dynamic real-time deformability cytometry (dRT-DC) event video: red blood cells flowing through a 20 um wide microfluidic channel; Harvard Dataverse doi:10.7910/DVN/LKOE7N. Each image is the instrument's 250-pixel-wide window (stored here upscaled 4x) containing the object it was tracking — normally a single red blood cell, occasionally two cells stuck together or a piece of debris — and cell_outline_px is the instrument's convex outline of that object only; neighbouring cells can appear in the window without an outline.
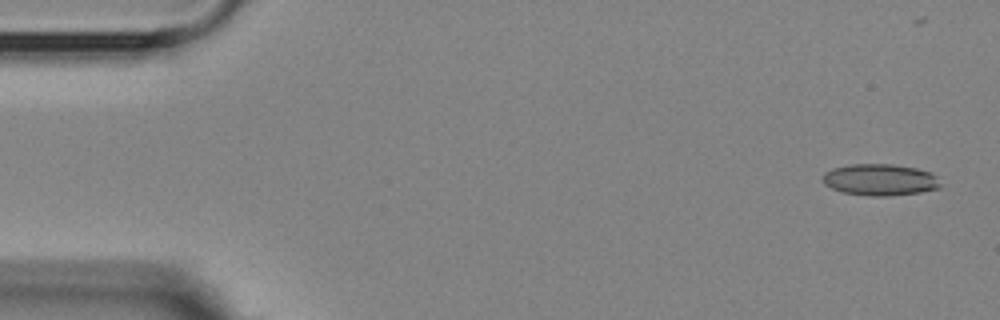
{"species": "Egyptian fruit bat (a non-hibernating species)", "species_latin": "Rousettus aegyptiacus", "temperature_condition": "room temperature", "stored_images_in_passage": 6, "camera_frame_rate_fps": 3000, "um_per_image_px": 0.085, "animal": {"sex": "female"}, "frame": {"image": 1, "passage_image": 1, "time_ms": 0.0, "image_size_px": [1000, 320], "cell_outline_px": [[940, 188], [920, 192], [884, 196], [872, 196], [844, 192], [832, 188], [824, 184], [820, 176], [824, 172], [832, 168], [852, 164], [892, 164], [916, 168], [932, 172], [936, 176], [940, 184]], "centroid_in_image_um": [74.78, 15.27], "position_along_channel_um": 10.2, "area_um2": 21.68}}
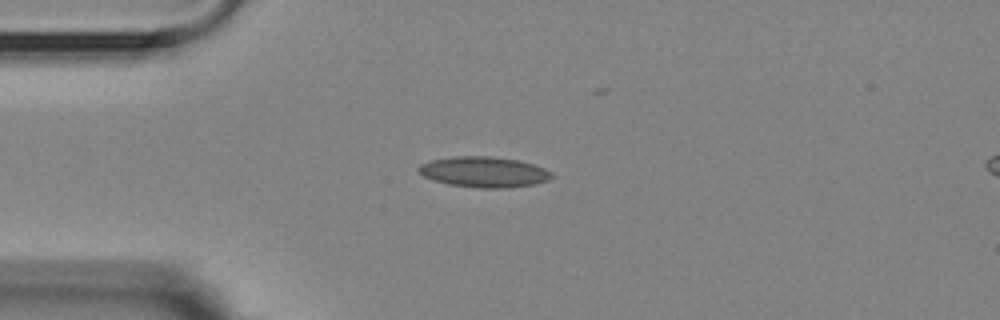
{"frame": {"image": 2, "passage_image": 4, "time_ms": 3.667, "image_size_px": [1000, 320], "cell_outline_px": [[556, 176], [548, 180], [532, 184], [508, 188], [480, 188], [448, 184], [432, 180], [424, 176], [416, 168], [420, 164], [432, 160], [452, 156], [488, 156], [516, 160], [532, 164], [544, 168], [552, 172]], "centroid_in_image_um": [41.13, 14.62], "position_along_channel_um": 43.9, "area_um2": 23.7}}
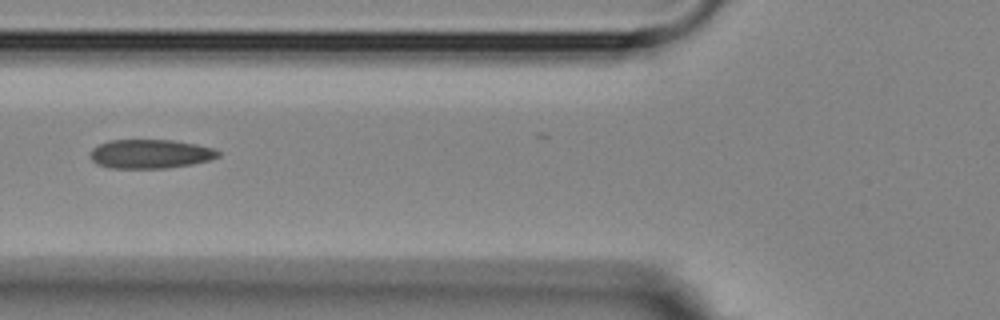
{"frame": {"image": 3, "passage_image": 6, "time_ms": 6.0, "image_size_px": [1000, 320], "cell_outline_px": [[220, 156], [208, 160], [192, 164], [164, 168], [112, 168], [96, 164], [88, 156], [92, 148], [108, 140], [176, 140], [196, 144], [212, 148], [220, 152]], "centroid_in_image_um": [12.74, 13.08], "position_along_channel_um": 113.1, "area_um2": 21.68}}